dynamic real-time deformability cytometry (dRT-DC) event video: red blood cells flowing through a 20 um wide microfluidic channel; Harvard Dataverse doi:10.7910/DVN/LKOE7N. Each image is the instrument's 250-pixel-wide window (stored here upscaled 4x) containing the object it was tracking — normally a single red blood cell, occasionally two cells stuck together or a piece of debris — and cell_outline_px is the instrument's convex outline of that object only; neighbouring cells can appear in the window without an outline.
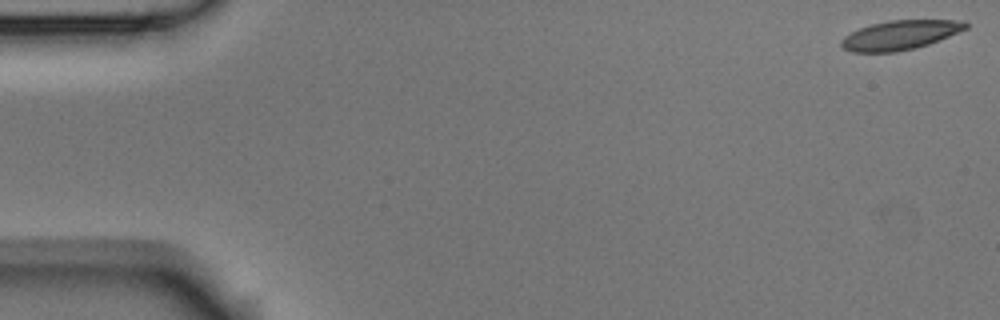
{"species": "Egyptian fruit bat (a non-hibernating species)", "species_latin": "Rousettus aegyptiacus", "temperature_condition": "room temperature", "stored_images_in_passage": 9, "camera_frame_rate_fps": 3000, "um_per_image_px": 0.085, "animal": {"sex": "male"}, "frame": {"image": 1, "passage_image": 1, "time_ms": 0.0, "image_size_px": [1000, 320], "cell_outline_px": [[968, 28], [928, 44], [916, 48], [896, 52], [852, 52], [840, 48], [840, 40], [844, 36], [860, 28], [872, 24], [888, 20], [964, 20], [968, 24]], "centroid_in_image_um": [76.47, 2.98], "position_along_channel_um": 8.5, "area_um2": 21.27}}